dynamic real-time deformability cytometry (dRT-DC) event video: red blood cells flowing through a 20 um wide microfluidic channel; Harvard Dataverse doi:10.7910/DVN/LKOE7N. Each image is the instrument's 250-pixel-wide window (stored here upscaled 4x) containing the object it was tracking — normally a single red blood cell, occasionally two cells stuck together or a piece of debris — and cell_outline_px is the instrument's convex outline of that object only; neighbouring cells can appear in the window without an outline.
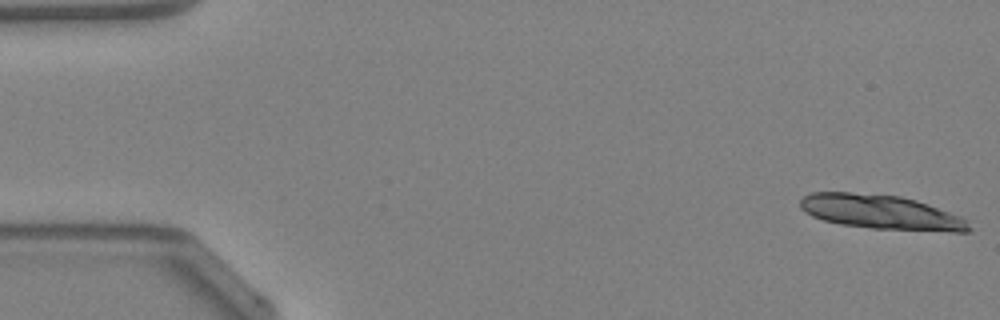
{"species": "Egyptian fruit bat (a non-hibernating species)", "species_latin": "Rousettus aegyptiacus", "temperature_condition": "warm", "stored_images_in_passage": 13, "camera_frame_rate_fps": 3000, "um_per_image_px": 0.085, "animal": {"sex": "female"}, "frame": {"image": 1, "passage_image": 1, "time_ms": 0.0, "image_size_px": [1000, 320], "cell_outline_px": [[972, 228], [968, 232], [952, 232], [872, 228], [840, 224], [824, 220], [812, 216], [804, 212], [800, 208], [800, 200], [804, 196], [812, 192], [848, 192], [900, 196], [916, 200], [928, 204], [960, 216], [968, 220]], "centroid_in_image_um": [74.91, 18.04], "position_along_channel_um": 10.1, "area_um2": 33.87}}